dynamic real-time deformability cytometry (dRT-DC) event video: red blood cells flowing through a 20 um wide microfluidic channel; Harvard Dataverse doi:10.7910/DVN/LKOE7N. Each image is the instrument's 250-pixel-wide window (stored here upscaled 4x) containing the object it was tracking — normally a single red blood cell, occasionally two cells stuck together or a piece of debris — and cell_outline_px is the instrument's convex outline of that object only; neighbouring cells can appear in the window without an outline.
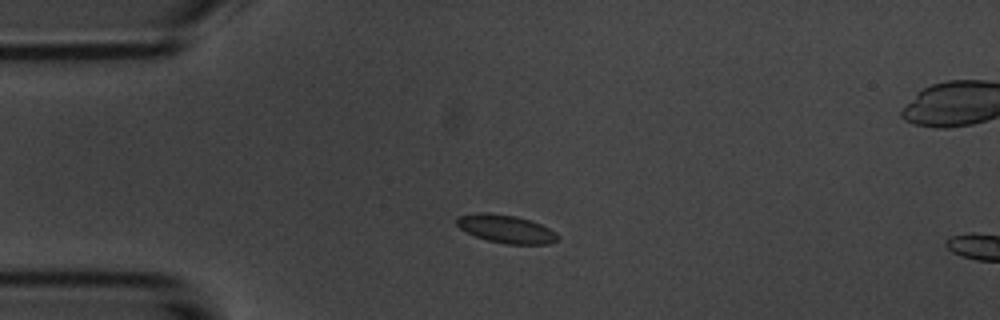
{"species": "common noctule bat (a hibernating species)", "species_latin": "Nyctalus noctula", "temperature_condition": "room temperature", "stored_images_in_passage": 4, "camera_frame_rate_fps": 3000, "um_per_image_px": 0.085, "animal": {"sex": "male", "body_mass_g": 20.1, "forearm_length_mm": 53.5}, "frame": {"image": 1, "passage_image": 2, "time_ms": 1.333, "image_size_px": [1000, 320], "cell_outline_px": [[560, 240], [548, 244], [504, 244], [488, 240], [476, 236], [460, 228], [456, 224], [456, 216], [476, 212], [488, 212], [516, 216], [540, 224], [556, 232], [560, 236]], "centroid_in_image_um": [43.02, 19.45], "position_along_channel_um": 42.0, "area_um2": 16.65}}